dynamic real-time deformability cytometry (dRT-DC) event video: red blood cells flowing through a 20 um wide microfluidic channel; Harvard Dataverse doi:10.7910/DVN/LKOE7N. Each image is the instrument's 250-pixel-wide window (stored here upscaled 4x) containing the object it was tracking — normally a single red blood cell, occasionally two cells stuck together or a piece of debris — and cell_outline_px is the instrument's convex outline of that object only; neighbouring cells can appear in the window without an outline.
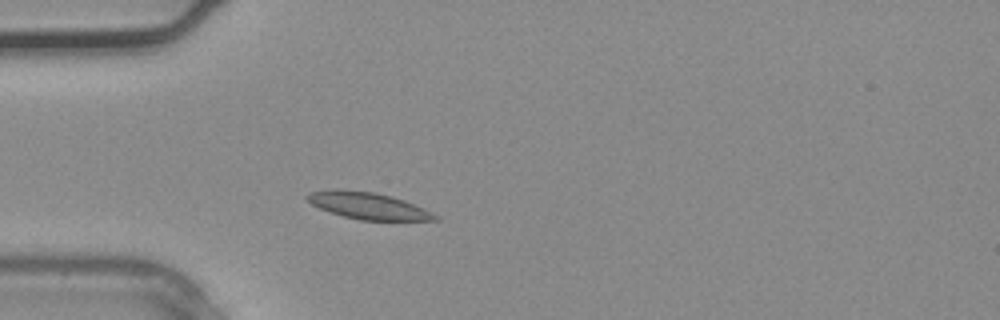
{"species": "common noctule bat (a hibernating species)", "species_latin": "Nyctalus noctula", "temperature_condition": "warm", "stored_images_in_passage": 2, "camera_frame_rate_fps": 3000, "um_per_image_px": 0.085, "animal": {"sex": "male", "body_mass_g": 20.4}, "frame": {"image": 1, "passage_image": 2, "time_ms": 0.333, "image_size_px": [1000, 320], "cell_outline_px": [[440, 220], [360, 220], [344, 216], [320, 208], [312, 204], [304, 196], [308, 192], [332, 188], [336, 188], [376, 192], [392, 196], [404, 200], [424, 208], [440, 216]], "centroid_in_image_um": [31.29, 17.46], "position_along_channel_um": 53.7, "area_um2": 20.11}}